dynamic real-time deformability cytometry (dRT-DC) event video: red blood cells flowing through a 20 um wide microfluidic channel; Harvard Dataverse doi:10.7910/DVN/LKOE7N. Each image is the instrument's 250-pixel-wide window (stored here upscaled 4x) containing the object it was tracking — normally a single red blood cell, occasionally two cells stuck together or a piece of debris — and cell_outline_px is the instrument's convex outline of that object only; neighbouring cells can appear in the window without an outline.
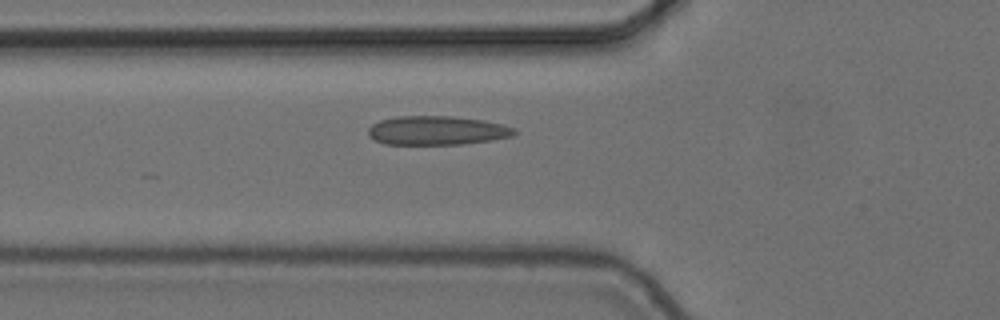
{"species": "common noctule bat (a hibernating species)", "species_latin": "Nyctalus noctula", "temperature_condition": "cold", "stored_images_in_passage": 5, "camera_frame_rate_fps": 3000, "um_per_image_px": 0.085, "animal": {"sex": "female", "body_mass_g": 24.6, "forearm_length_mm": 56.2}, "frame": {"image": 1, "passage_image": 5, "time_ms": 1.333, "image_size_px": [1000, 320], "cell_outline_px": [[516, 132], [512, 136], [492, 140], [460, 144], [384, 144], [368, 136], [368, 128], [372, 124], [380, 120], [396, 116], [452, 116], [484, 120], [504, 124], [516, 128]], "centroid_in_image_um": [37.15, 11.08], "position_along_channel_um": 88.7, "area_um2": 24.8}}